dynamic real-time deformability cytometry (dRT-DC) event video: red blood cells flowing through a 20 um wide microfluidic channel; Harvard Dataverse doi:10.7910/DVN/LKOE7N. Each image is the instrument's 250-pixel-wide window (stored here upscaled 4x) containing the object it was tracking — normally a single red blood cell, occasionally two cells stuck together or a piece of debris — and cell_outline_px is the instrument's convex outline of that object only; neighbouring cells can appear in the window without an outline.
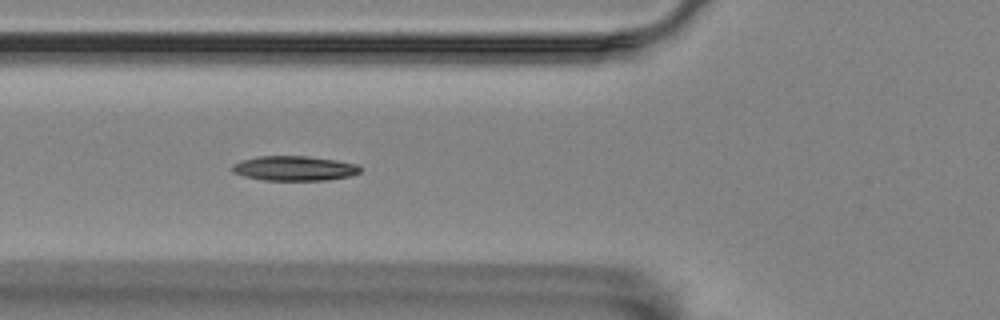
{"species": "Egyptian fruit bat (a non-hibernating species)", "species_latin": "Rousettus aegyptiacus", "temperature_condition": "room temperature", "stored_images_in_passage": 3, "camera_frame_rate_fps": 3000, "um_per_image_px": 0.085, "animal": {"sex": "female"}, "frame": {"image": 1, "passage_image": 2, "time_ms": 0.333, "image_size_px": [1000, 320], "cell_outline_px": [[360, 172], [352, 176], [328, 180], [264, 180], [244, 176], [232, 172], [232, 164], [240, 160], [256, 156], [308, 156], [336, 160], [356, 164], [360, 168]], "centroid_in_image_um": [25.0, 14.3], "position_along_channel_um": 100.8, "area_um2": 18.55}}
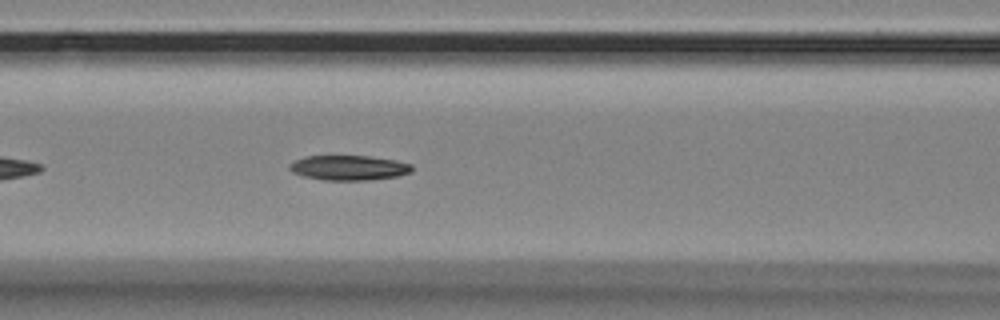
{"frame": {"image": 2, "passage_image": 3, "time_ms": 0.667, "image_size_px": [1000, 320], "cell_outline_px": [[412, 172], [396, 176], [368, 180], [324, 180], [304, 176], [292, 172], [288, 168], [288, 164], [304, 156], [368, 156], [392, 160], [412, 164]], "centroid_in_image_um": [29.61, 14.26], "position_along_channel_um": 137.0, "area_um2": 17.63}}